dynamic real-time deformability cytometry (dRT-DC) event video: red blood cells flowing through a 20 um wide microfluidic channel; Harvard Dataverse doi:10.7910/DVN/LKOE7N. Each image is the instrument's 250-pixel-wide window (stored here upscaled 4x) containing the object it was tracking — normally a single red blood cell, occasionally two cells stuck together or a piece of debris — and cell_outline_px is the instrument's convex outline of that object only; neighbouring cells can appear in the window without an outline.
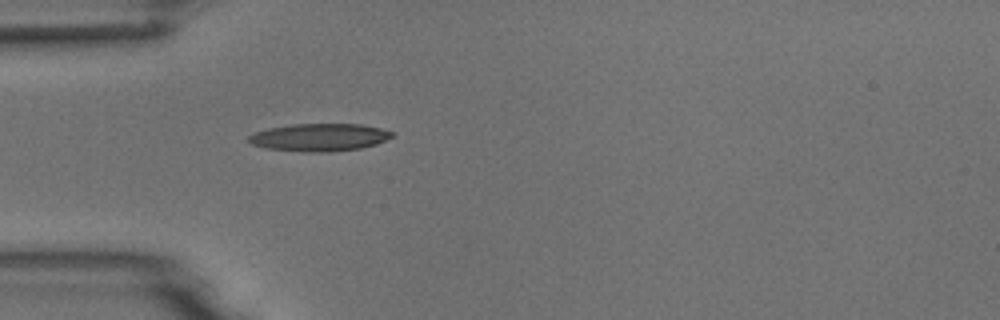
{"species": "common noctule bat (a hibernating species)", "species_latin": "Nyctalus noctula", "temperature_condition": "room temperature", "stored_images_in_passage": 39, "camera_frame_rate_fps": 3000, "um_per_image_px": 0.085, "animal": {"sex": "male", "body_mass_g": 18.8}, "frame": {"image": 1, "passage_image": 1, "time_ms": 0.0, "image_size_px": [1000, 320], "cell_outline_px": [[396, 132], [392, 136], [376, 144], [360, 148], [328, 152], [304, 152], [264, 148], [252, 144], [248, 140], [248, 136], [256, 132], [268, 128], [292, 124], [360, 124], [380, 128]], "centroid_in_image_um": [27.14, 11.67], "position_along_channel_um": 57.9, "area_um2": 23.06}}
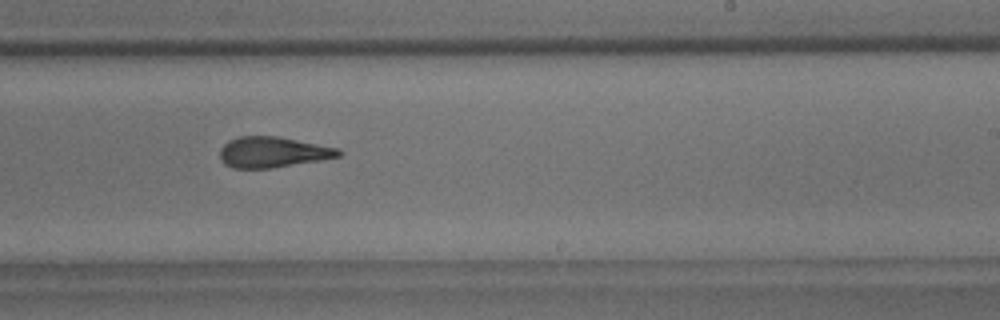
{"frame": {"image": 2, "passage_image": 18, "time_ms": 5.667, "image_size_px": [1000, 320], "cell_outline_px": [[344, 152], [340, 156], [320, 160], [272, 168], [232, 168], [224, 164], [220, 160], [220, 148], [228, 140], [240, 136], [276, 136], [340, 148]], "centroid_in_image_um": [23.18, 12.93], "position_along_channel_um": 265.8, "area_um2": 21.33}}
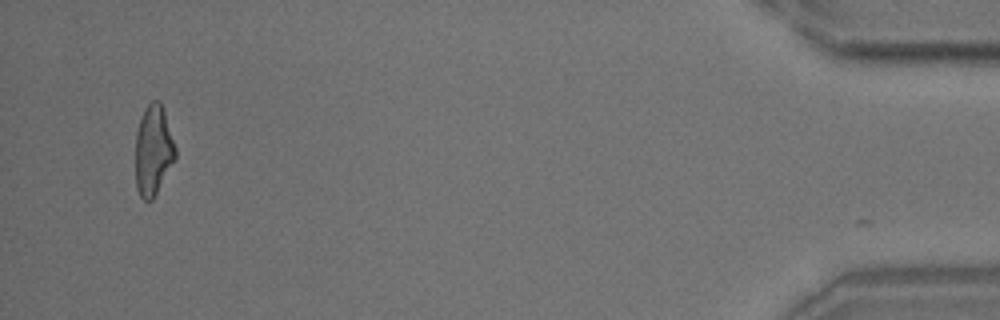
{"frame": {"image": 3, "passage_image": 37, "time_ms": 12.0, "image_size_px": [1000, 320], "cell_outline_px": [[176, 160], [152, 200], [144, 200], [140, 196], [136, 188], [136, 132], [144, 108], [152, 100], [160, 100], [164, 108], [176, 148]], "centroid_in_image_um": [13.05, 12.76], "position_along_channel_um": 422.2, "area_um2": 21.21}, "authors_computed_cell_mechanics": {"area_um2": 21.9062, "velocity_mm_per_s": 3.7322, "shape_relaxation_time_tau1_ms": 9.8794, "shape_relaxation_time_tau2_ms": 2.068, "deformation_change_tau1": 0.2624, "deformation_change_tau2": 0.126}}